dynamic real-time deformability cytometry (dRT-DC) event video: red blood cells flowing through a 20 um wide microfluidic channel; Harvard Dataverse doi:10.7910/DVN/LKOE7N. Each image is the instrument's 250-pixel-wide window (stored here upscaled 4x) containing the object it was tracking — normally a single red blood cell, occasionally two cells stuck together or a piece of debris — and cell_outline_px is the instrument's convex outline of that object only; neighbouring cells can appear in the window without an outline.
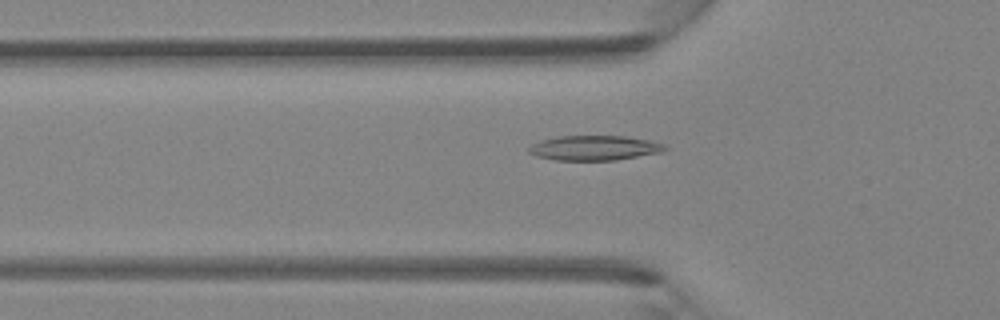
{"species": "Egyptian fruit bat (a non-hibernating species)", "species_latin": "Rousettus aegyptiacus", "temperature_condition": "room temperature", "stored_images_in_passage": 45, "camera_frame_rate_fps": 3000, "um_per_image_px": 0.085, "animal": {"sex": "female"}, "frame": {"image": 1, "passage_image": 15, "time_ms": 4.667, "image_size_px": [1000, 320], "cell_outline_px": [[668, 148], [660, 152], [616, 160], [556, 160], [536, 156], [528, 152], [528, 148], [532, 144], [540, 140], [560, 136], [624, 136], [648, 140], [664, 144]], "centroid_in_image_um": [50.49, 12.57], "position_along_channel_um": 75.3, "area_um2": 19.54}}
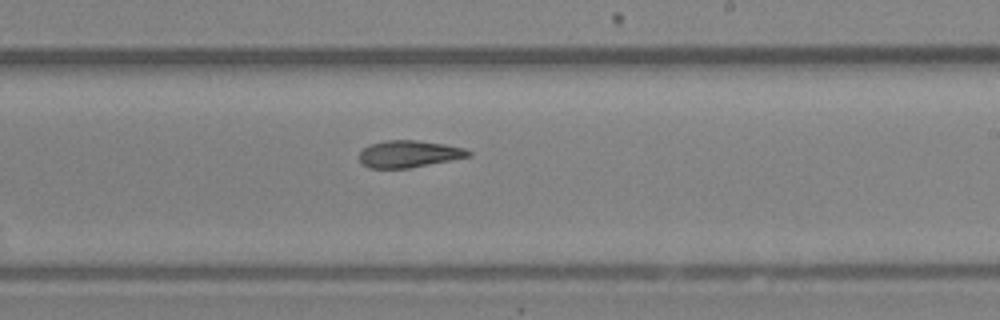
{"frame": {"image": 2, "passage_image": 27, "time_ms": 8.667, "image_size_px": [1000, 320], "cell_outline_px": [[472, 156], [408, 168], [368, 168], [360, 160], [360, 152], [368, 144], [388, 140], [416, 140], [444, 144], [464, 148], [472, 152]], "centroid_in_image_um": [34.77, 13.08], "position_along_channel_um": 254.2, "area_um2": 17.05}}
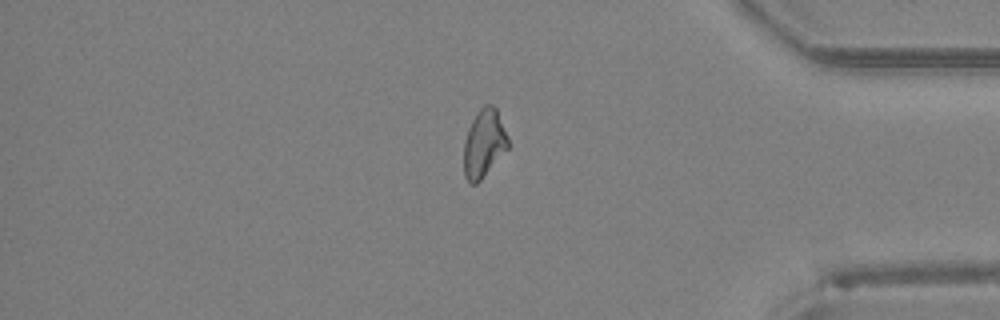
{"frame": {"image": 3, "passage_image": 38, "time_ms": 12.333, "image_size_px": [1000, 320], "cell_outline_px": [[508, 148], [480, 180], [476, 184], [468, 184], [464, 176], [464, 140], [468, 128], [476, 112], [484, 104], [492, 104], [496, 108], [508, 136]], "centroid_in_image_um": [41.12, 12.18], "position_along_channel_um": 394.1, "area_um2": 17.57}}